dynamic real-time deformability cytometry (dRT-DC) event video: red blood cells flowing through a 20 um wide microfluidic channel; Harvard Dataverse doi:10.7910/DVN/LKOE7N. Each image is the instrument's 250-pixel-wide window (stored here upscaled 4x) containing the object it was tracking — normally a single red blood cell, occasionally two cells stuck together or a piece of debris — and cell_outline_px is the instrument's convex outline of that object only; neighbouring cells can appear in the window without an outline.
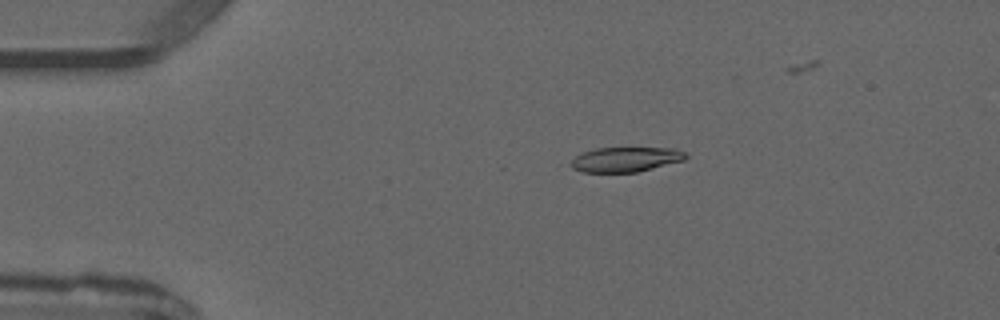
{"species": "common noctule bat (a hibernating species)", "species_latin": "Nyctalus noctula", "temperature_condition": "warm", "stored_images_in_passage": 5, "camera_frame_rate_fps": 3000, "um_per_image_px": 0.085, "animal": {"sex": "male", "forearm_length_mm": 52.5}, "frame": {"image": 1, "passage_image": 3, "time_ms": 2.333, "image_size_px": [1000, 320], "cell_outline_px": [[688, 156], [684, 160], [636, 172], [584, 172], [560, 164], [584, 152], [596, 148], [676, 148], [684, 152]], "centroid_in_image_um": [53.07, 13.55], "position_along_channel_um": 31.9, "area_um2": 16.82}}
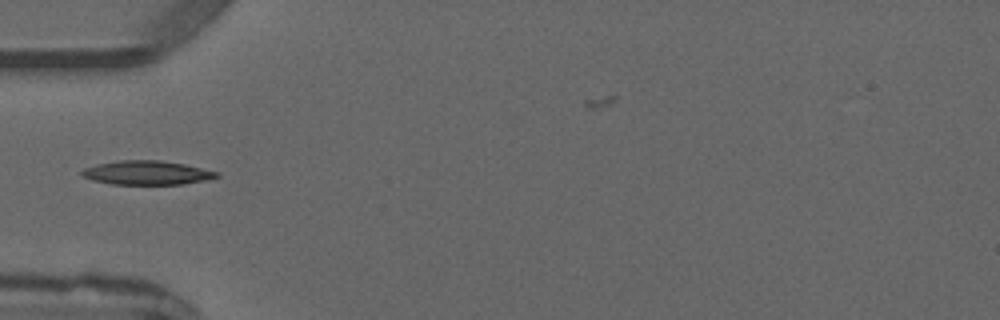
{"frame": {"image": 2, "passage_image": 5, "time_ms": 4.333, "image_size_px": [1000, 320], "cell_outline_px": [[220, 176], [204, 180], [184, 184], [112, 184], [92, 180], [84, 176], [80, 172], [84, 168], [96, 164], [120, 160], [160, 160], [184, 164], [220, 172]], "centroid_in_image_um": [12.49, 14.68], "position_along_channel_um": 72.5, "area_um2": 18.79}}